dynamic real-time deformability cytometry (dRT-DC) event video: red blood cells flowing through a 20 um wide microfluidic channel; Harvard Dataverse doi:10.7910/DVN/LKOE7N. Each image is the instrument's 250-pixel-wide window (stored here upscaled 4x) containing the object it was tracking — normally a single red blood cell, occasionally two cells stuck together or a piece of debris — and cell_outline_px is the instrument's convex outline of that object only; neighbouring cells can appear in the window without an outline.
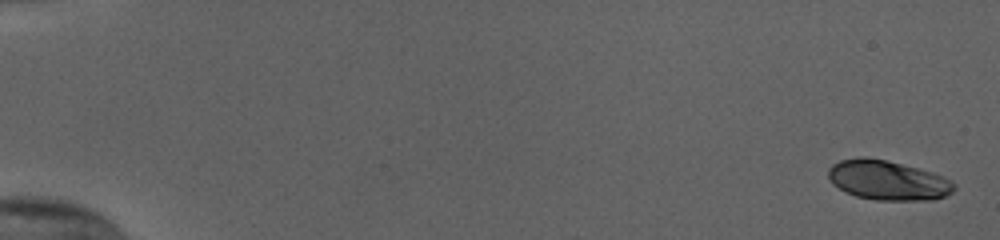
{"species": "human", "species_latin": "Homo sapiens", "temperature_condition": "cold", "stored_images_in_passage": 55, "camera_frame_rate_fps": 3000, "um_per_image_px": 0.085, "donor": {"sex": "female"}, "frame": {"image": 1, "passage_image": 1, "time_ms": 0.0, "image_size_px": [1000, 240], "cell_outline_px": [[956, 188], [952, 192], [944, 196], [932, 200], [876, 200], [856, 196], [832, 184], [828, 176], [828, 168], [832, 164], [840, 160], [860, 156], [864, 156], [884, 160], [932, 172], [948, 180]], "centroid_in_image_um": [75.4, 15.32], "position_along_channel_um": 9.6, "area_um2": 28.67}}
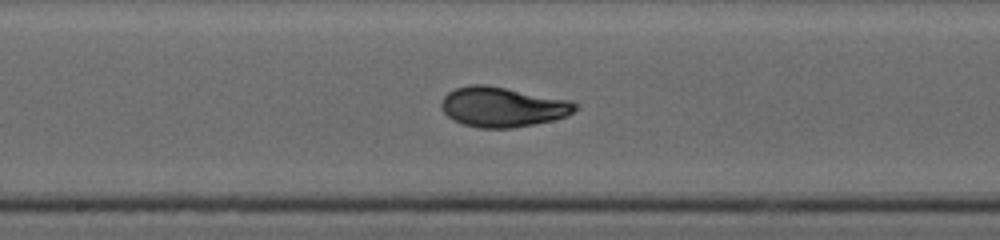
{"frame": {"image": 2, "passage_image": 31, "time_ms": 10.0, "image_size_px": [1000, 240], "cell_outline_px": [[580, 104], [568, 116], [552, 120], [512, 128], [480, 128], [464, 124], [452, 120], [440, 108], [440, 100], [448, 92], [456, 88], [468, 84], [484, 84], [572, 100]], "centroid_in_image_um": [42.71, 9.08], "position_along_channel_um": 205.5, "area_um2": 31.33}}
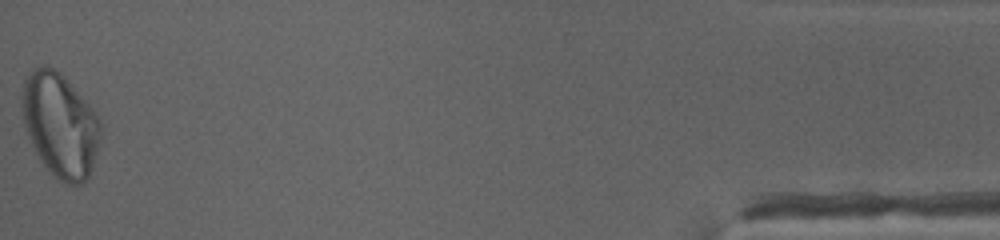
{"frame": {"image": 3, "passage_image": 55, "time_ms": 18.0, "image_size_px": [1000, 240], "cell_outline_px": [[100, 140], [92, 168], [84, 184], [68, 184], [52, 176], [48, 172], [40, 160], [32, 144], [24, 120], [24, 80], [32, 68], [44, 64], [60, 72], [64, 76], [92, 108], [100, 120]], "centroid_in_image_um": [5.14, 10.65], "position_along_channel_um": 430.1, "area_um2": 46.99}, "authors_computed_cell_mechanics": {"area_um2": 30.634, "velocity_mm_per_s": 3.8186, "shape_relaxation_time_tau1_ms": 4.8016, "shape_relaxation_time_tau2_ms": 0.9418, "deformation_change_tau1": 0.2024, "deformation_change_tau2": 0.0349}}